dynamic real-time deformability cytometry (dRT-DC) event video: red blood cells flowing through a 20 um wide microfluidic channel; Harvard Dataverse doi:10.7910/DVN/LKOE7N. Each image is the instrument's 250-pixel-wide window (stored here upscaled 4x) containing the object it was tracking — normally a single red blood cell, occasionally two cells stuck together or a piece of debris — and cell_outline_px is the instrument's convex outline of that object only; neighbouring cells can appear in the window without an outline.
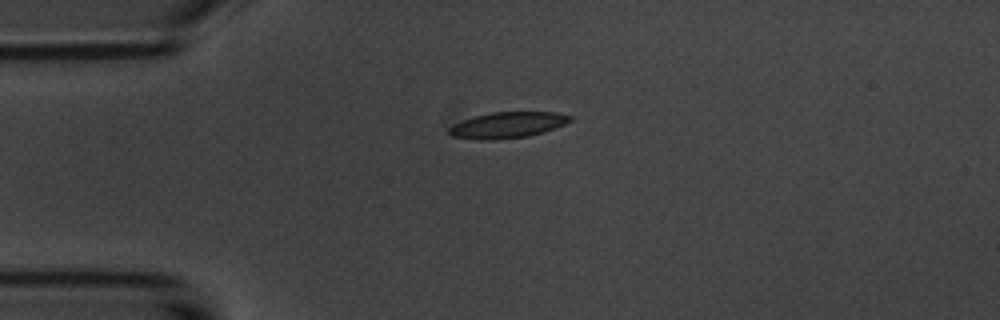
{"species": "common noctule bat (a hibernating species)", "species_latin": "Nyctalus noctula", "temperature_condition": "room temperature", "stored_images_in_passage": 2, "camera_frame_rate_fps": 3000, "um_per_image_px": 0.085, "animal": {"sex": "male", "body_mass_g": 20.1, "forearm_length_mm": 53.5}, "frame": {"image": 1, "passage_image": 1, "time_ms": 0.0, "image_size_px": [1000, 320], "cell_outline_px": [[576, 116], [572, 120], [564, 124], [544, 132], [528, 136], [492, 140], [476, 140], [452, 136], [448, 132], [448, 128], [452, 124], [476, 116], [492, 112], [556, 112]], "centroid_in_image_um": [43.16, 10.63], "position_along_channel_um": 41.8, "area_um2": 18.44}}